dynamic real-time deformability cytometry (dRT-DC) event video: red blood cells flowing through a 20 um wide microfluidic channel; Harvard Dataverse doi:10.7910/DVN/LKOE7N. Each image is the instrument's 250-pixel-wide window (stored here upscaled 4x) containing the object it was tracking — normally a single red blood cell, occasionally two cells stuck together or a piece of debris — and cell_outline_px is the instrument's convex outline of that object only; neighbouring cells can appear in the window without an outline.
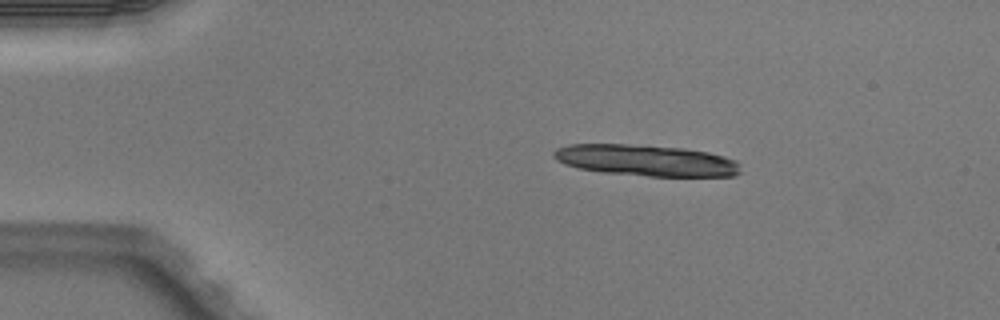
{"species": "Egyptian fruit bat (a non-hibernating species)", "species_latin": "Rousettus aegyptiacus", "temperature_condition": "warm", "stored_images_in_passage": 4, "camera_frame_rate_fps": 3000, "um_per_image_px": 0.085, "animal": {"sex": "male"}, "frame": {"image": 1, "passage_image": 2, "time_ms": 0.333, "image_size_px": [1000, 320], "cell_outline_px": [[740, 172], [736, 176], [648, 176], [604, 172], [580, 168], [564, 164], [556, 160], [552, 156], [552, 152], [556, 148], [568, 144], [628, 144], [684, 148], [708, 152], [724, 156], [736, 160], [740, 164]], "centroid_in_image_um": [54.92, 13.63], "position_along_channel_um": 30.1, "area_um2": 34.16}}
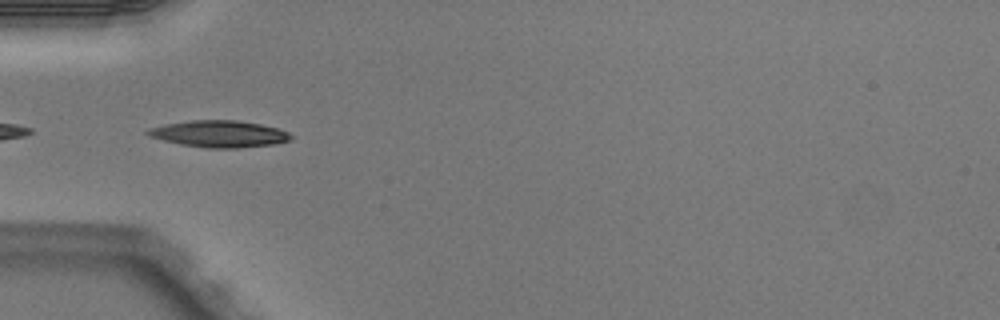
{"frame": {"image": 2, "passage_image": 4, "time_ms": 1.0, "image_size_px": [1000, 320], "cell_outline_px": [[292, 140], [276, 144], [240, 148], [208, 148], [180, 144], [148, 136], [144, 132], [148, 128], [164, 124], [192, 120], [236, 120], [260, 124], [276, 128], [288, 132], [292, 136]], "centroid_in_image_um": [18.63, 11.38], "position_along_channel_um": 66.4, "area_um2": 22.37}}